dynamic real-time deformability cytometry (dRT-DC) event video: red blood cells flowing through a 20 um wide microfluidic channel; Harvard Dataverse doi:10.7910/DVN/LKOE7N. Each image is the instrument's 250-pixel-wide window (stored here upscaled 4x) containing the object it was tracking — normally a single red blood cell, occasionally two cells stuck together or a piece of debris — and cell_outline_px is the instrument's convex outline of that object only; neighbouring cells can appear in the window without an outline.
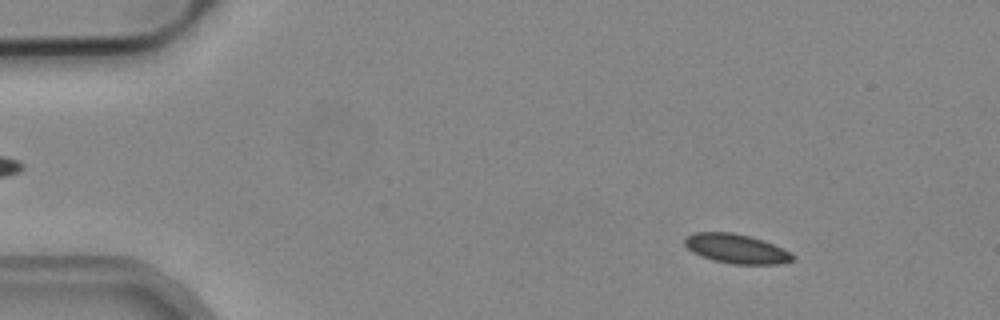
{"species": "common noctule bat (a hibernating species)", "species_latin": "Nyctalus noctula", "temperature_condition": "cold", "stored_images_in_passage": 3, "camera_frame_rate_fps": 3000, "um_per_image_px": 0.085, "animal": {"sex": "male", "body_mass_g": 19.2, "forearm_length_mm": 51.8}, "frame": {"image": 1, "passage_image": 1, "time_ms": 0.0, "image_size_px": [1000, 320], "cell_outline_px": [[796, 260], [780, 264], [732, 264], [712, 260], [692, 252], [684, 244], [684, 236], [692, 232], [732, 232], [764, 240], [796, 256]], "centroid_in_image_um": [62.56, 21.14], "position_along_channel_um": 22.4, "area_um2": 18.55}}